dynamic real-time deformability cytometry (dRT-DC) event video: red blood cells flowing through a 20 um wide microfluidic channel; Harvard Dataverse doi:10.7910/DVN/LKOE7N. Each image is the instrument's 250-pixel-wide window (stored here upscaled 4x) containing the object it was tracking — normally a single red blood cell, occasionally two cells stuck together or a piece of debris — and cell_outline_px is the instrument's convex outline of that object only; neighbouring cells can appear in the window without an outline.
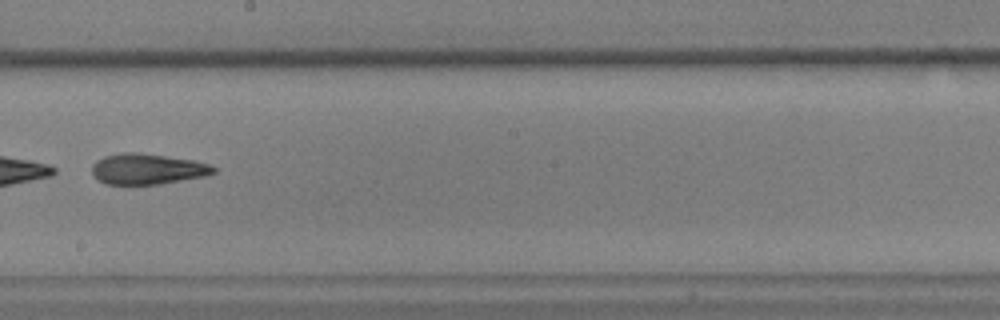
{"species": "common noctule bat (a hibernating species)", "species_latin": "Nyctalus noctula", "temperature_condition": "warm", "stored_images_in_passage": 44, "camera_frame_rate_fps": 3000, "um_per_image_px": 0.085, "animal": {"sex": "male", "body_mass_g": 17.9, "forearm_length_mm": 54.2}, "frame": {"image": 1, "passage_image": 24, "time_ms": 7.667, "image_size_px": [1000, 320], "cell_outline_px": [[216, 172], [208, 176], [156, 184], [104, 184], [92, 172], [92, 164], [96, 160], [104, 156], [124, 152], [132, 152], [164, 156], [192, 160], [208, 164], [216, 168]], "centroid_in_image_um": [12.53, 14.37], "position_along_channel_um": 235.7, "area_um2": 21.5}}
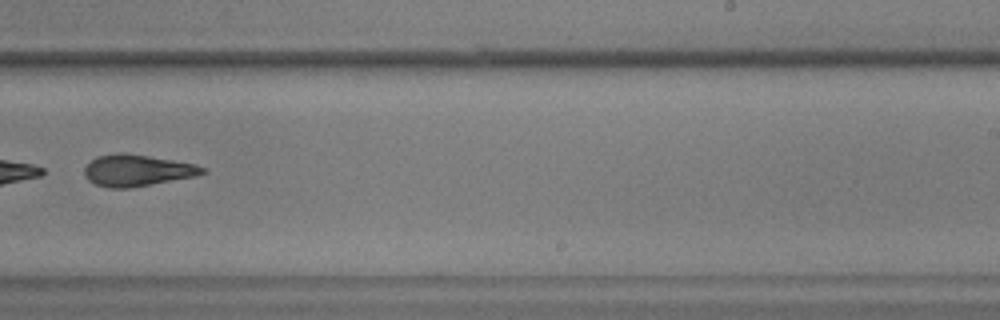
{"frame": {"image": 2, "passage_image": 27, "time_ms": 8.667, "image_size_px": [1000, 320], "cell_outline_px": [[204, 172], [196, 176], [128, 188], [108, 188], [96, 184], [88, 180], [84, 176], [84, 168], [96, 156], [120, 152], [124, 152], [196, 164], [204, 168]], "centroid_in_image_um": [11.61, 14.48], "position_along_channel_um": 277.4, "area_um2": 21.5}}